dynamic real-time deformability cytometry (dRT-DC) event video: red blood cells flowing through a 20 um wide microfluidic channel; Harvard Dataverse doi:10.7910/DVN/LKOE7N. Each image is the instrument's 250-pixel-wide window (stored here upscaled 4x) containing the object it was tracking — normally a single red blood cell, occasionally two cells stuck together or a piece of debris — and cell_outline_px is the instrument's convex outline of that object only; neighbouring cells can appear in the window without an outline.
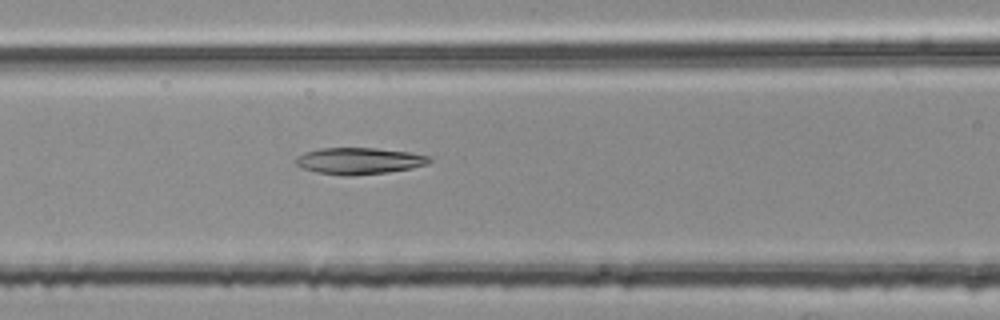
{"species": "common noctule bat (a hibernating species)", "species_latin": "Nyctalus noctula", "temperature_condition": "room temperature", "stored_images_in_passage": 30, "camera_frame_rate_fps": 3000, "um_per_image_px": 0.085, "animal": {"sex": "female", "body_mass_g": 25.1}, "frame": {"image": 1, "passage_image": 6, "time_ms": 1.667, "image_size_px": [1000, 320], "cell_outline_px": [[432, 160], [428, 164], [412, 168], [388, 172], [348, 176], [344, 176], [316, 172], [304, 168], [296, 164], [296, 156], [304, 152], [320, 148], [376, 148], [408, 152], [428, 156]], "centroid_in_image_um": [30.51, 13.67], "position_along_channel_um": 136.1, "area_um2": 20.63}}
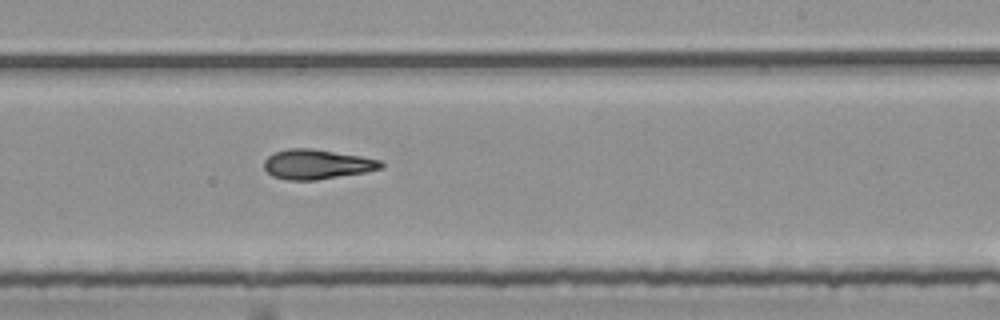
{"frame": {"image": 2, "passage_image": 16, "time_ms": 5.0, "image_size_px": [1000, 320], "cell_outline_px": [[384, 168], [364, 172], [316, 180], [288, 180], [272, 176], [264, 168], [264, 160], [268, 156], [276, 152], [288, 148], [312, 148], [360, 156], [380, 160], [384, 164]], "centroid_in_image_um": [26.93, 13.96], "position_along_channel_um": 262.1, "area_um2": 20.17}}
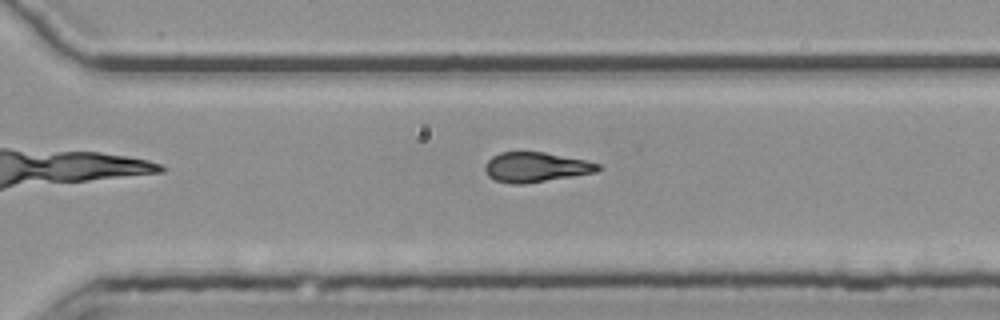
{"frame": {"image": 3, "passage_image": 21, "time_ms": 6.667, "image_size_px": [1000, 320], "cell_outline_px": [[600, 168], [596, 172], [524, 184], [512, 184], [496, 180], [488, 176], [484, 168], [484, 164], [492, 156], [500, 152], [544, 152], [584, 160], [600, 164]], "centroid_in_image_um": [45.5, 14.21], "position_along_channel_um": 325.1, "area_um2": 19.48}}